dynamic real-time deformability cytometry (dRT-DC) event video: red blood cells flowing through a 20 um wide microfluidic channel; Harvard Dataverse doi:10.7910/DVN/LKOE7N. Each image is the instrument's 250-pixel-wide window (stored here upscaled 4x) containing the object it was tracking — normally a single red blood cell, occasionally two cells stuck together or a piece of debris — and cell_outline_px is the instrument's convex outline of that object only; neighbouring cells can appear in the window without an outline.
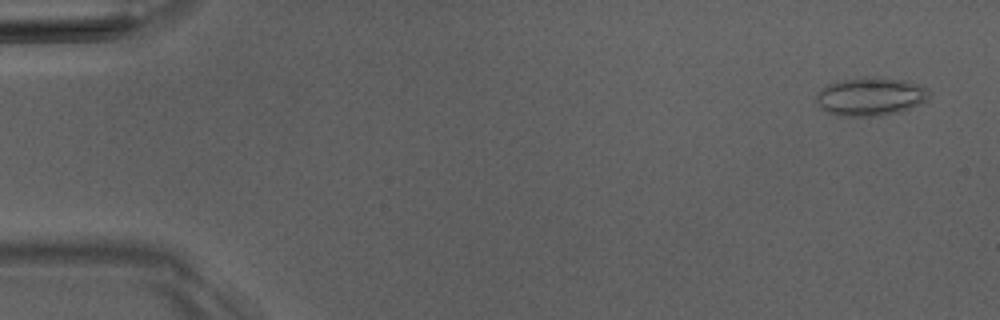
{"species": "Egyptian fruit bat (a non-hibernating species)", "species_latin": "Rousettus aegyptiacus", "temperature_condition": "room temperature", "stored_images_in_passage": 4, "camera_frame_rate_fps": 3000, "um_per_image_px": 0.085, "animal": {"sex": "male"}, "frame": {"image": 1, "passage_image": 1, "time_ms": 0.0, "image_size_px": [1000, 320], "cell_outline_px": [[932, 92], [928, 100], [912, 108], [900, 112], [880, 116], [844, 116], [828, 112], [820, 108], [816, 100], [816, 92], [828, 84], [856, 76], [884, 76], [904, 80], [928, 88]], "centroid_in_image_um": [74.03, 8.18], "position_along_channel_um": 11.0, "area_um2": 25.89}}